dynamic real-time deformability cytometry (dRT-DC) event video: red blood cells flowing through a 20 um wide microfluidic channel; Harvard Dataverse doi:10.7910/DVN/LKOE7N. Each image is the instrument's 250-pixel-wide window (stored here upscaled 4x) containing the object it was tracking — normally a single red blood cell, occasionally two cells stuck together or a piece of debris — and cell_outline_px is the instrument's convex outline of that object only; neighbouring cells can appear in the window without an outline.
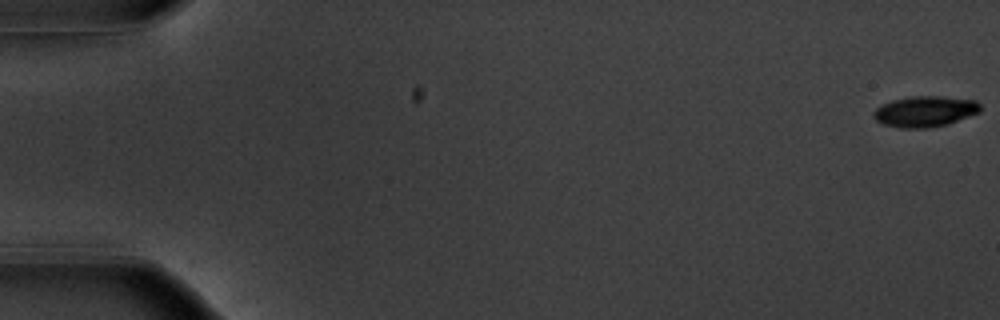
{"species": "common noctule bat (a hibernating species)", "species_latin": "Nyctalus noctula", "temperature_condition": "warm", "stored_images_in_passage": 55, "camera_frame_rate_fps": 3000, "um_per_image_px": 0.085, "animal": {"sex": "male", "body_mass_g": 20.1, "forearm_length_mm": 53.5}, "frame": {"image": 1, "passage_image": 1, "time_ms": 0.0, "image_size_px": [1000, 320], "cell_outline_px": [[980, 112], [948, 124], [928, 128], [900, 128], [884, 124], [876, 120], [872, 116], [872, 112], [876, 108], [892, 100], [912, 96], [940, 96], [976, 100], [980, 104]], "centroid_in_image_um": [78.62, 9.47], "position_along_channel_um": 6.4, "area_um2": 19.19}}
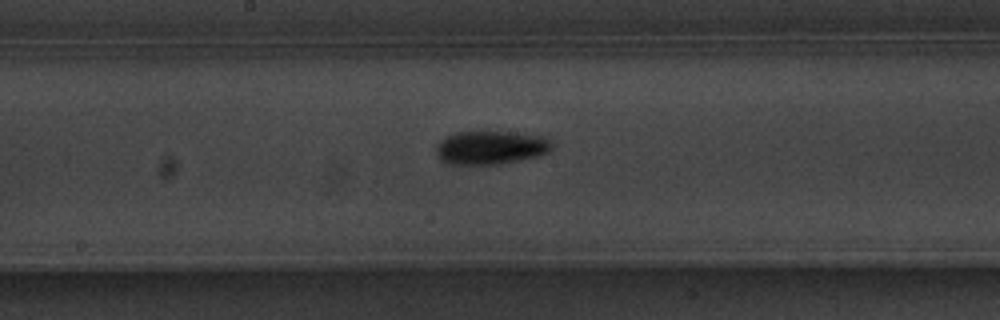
{"frame": {"image": 2, "passage_image": 30, "time_ms": 9.667, "image_size_px": [1000, 320], "cell_outline_px": [[552, 148], [548, 152], [540, 156], [500, 164], [448, 164], [440, 160], [436, 156], [436, 144], [444, 136], [456, 132], [508, 132], [544, 136], [552, 144]], "centroid_in_image_um": [41.67, 12.55], "position_along_channel_um": 206.5, "area_um2": 22.77}}
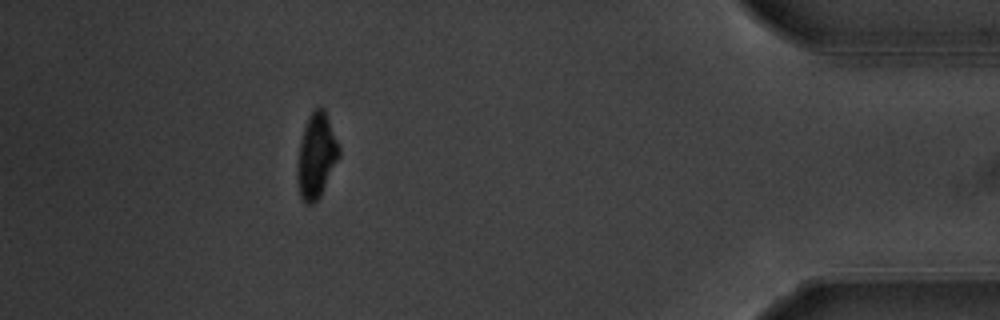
{"frame": {"image": 3, "passage_image": 50, "time_ms": 16.333, "image_size_px": [1000, 320], "cell_outline_px": [[340, 156], [320, 196], [312, 204], [304, 204], [300, 196], [296, 180], [296, 164], [300, 144], [304, 128], [308, 116], [320, 104], [324, 108], [340, 148]], "centroid_in_image_um": [26.87, 13.26], "position_along_channel_um": 408.3, "area_um2": 20.69}, "authors_computed_cell_mechanics": {"area_um2": 20.4034, "velocity_mm_per_s": 3.7509, "shape_relaxation_time_tau1_ms": 2.2253, "shape_relaxation_time_tau2_ms": 9.8871, "deformation_change_tau1": 0.1483, "deformation_change_tau2": 0.1438}}